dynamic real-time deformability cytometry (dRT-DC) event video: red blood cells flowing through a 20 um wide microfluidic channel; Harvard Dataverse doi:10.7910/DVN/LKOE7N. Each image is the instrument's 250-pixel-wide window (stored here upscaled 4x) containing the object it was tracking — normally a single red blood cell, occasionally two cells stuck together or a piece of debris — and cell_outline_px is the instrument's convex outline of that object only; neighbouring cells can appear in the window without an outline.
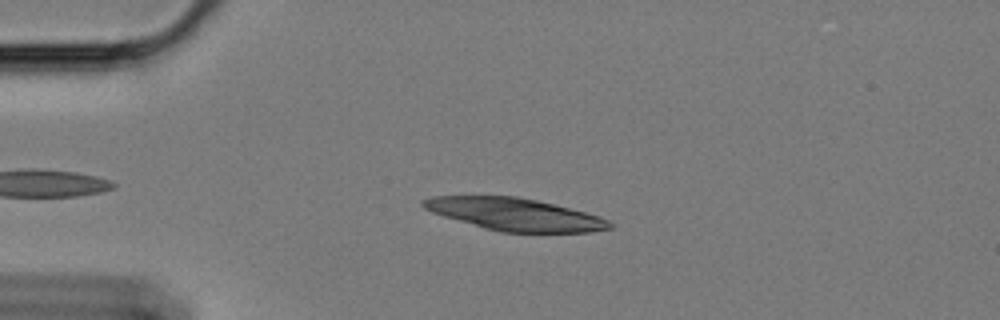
{"species": "Egyptian fruit bat (a non-hibernating species)", "species_latin": "Rousettus aegyptiacus", "temperature_condition": "cold", "stored_images_in_passage": 54, "camera_frame_rate_fps": 3000, "um_per_image_px": 0.085, "animal": {"sex": "female"}, "frame": {"image": 1, "passage_image": 10, "time_ms": 3.0, "image_size_px": [1000, 320], "cell_outline_px": [[612, 228], [588, 232], [500, 232], [484, 228], [444, 216], [432, 212], [424, 208], [420, 204], [420, 200], [432, 196], [516, 196], [536, 200], [600, 216], [608, 220], [612, 224]], "centroid_in_image_um": [43.72, 18.21], "position_along_channel_um": 41.3, "area_um2": 34.85}}